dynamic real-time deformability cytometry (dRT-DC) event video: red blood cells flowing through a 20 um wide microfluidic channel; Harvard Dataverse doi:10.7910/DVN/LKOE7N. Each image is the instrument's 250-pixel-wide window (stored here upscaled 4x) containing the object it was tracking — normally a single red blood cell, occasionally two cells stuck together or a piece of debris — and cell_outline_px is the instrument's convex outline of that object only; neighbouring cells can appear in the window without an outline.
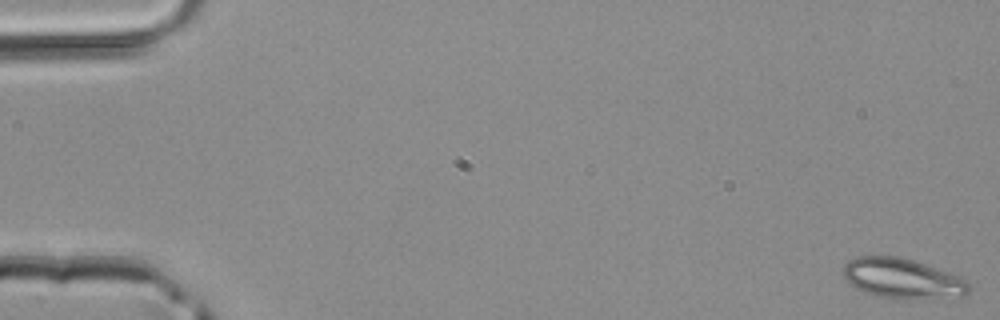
{"species": "common noctule bat (a hibernating species)", "species_latin": "Nyctalus noctula", "temperature_condition": "room temperature", "stored_images_in_passage": 6, "camera_frame_rate_fps": 3000, "um_per_image_px": 0.085, "animal": {"sex": "male", "body_mass_g": 20.4}, "frame": {"image": 1, "passage_image": 1, "time_ms": 0.0, "image_size_px": [1000, 320], "cell_outline_px": [[968, 292], [964, 296], [920, 300], [880, 296], [864, 292], [848, 284], [844, 280], [844, 264], [848, 260], [856, 256], [900, 256], [916, 260], [948, 272], [964, 280], [968, 284]], "centroid_in_image_um": [76.67, 23.67], "position_along_channel_um": 8.3, "area_um2": 29.54}}
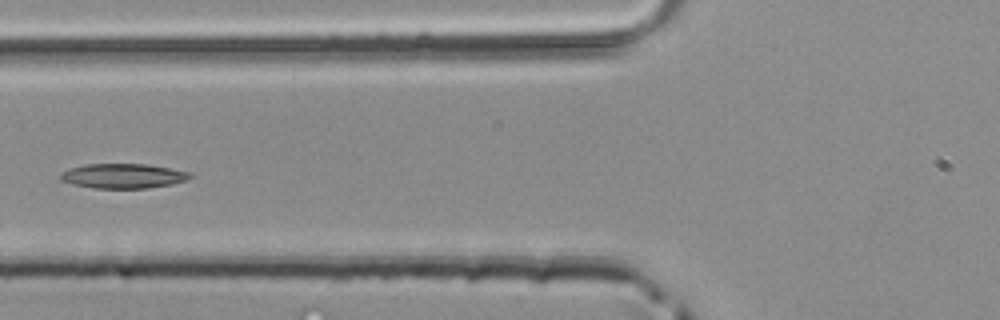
{"frame": {"image": 2, "passage_image": 6, "time_ms": 1.667, "image_size_px": [1000, 320], "cell_outline_px": [[192, 176], [184, 180], [172, 184], [144, 188], [92, 188], [72, 184], [60, 180], [60, 172], [68, 168], [84, 164], [148, 164], [188, 172]], "centroid_in_image_um": [10.37, 14.95], "position_along_channel_um": 115.4, "area_um2": 18.55}}